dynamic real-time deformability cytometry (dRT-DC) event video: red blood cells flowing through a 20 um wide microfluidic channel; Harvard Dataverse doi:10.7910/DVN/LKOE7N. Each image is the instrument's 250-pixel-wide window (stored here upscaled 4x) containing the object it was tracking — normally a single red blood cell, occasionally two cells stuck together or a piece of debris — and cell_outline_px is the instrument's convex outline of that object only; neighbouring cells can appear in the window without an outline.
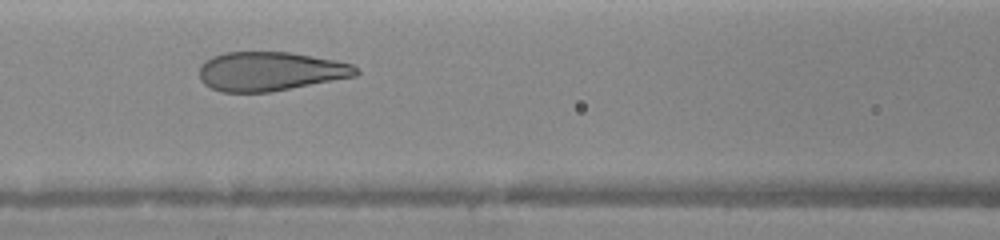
{"species": "human", "species_latin": "Homo sapiens", "temperature_condition": "warm", "stored_images_in_passage": 6, "camera_frame_rate_fps": 3000, "um_per_image_px": 0.085, "donor": {"sex": "female"}, "frame": {"image": 1, "passage_image": 5, "time_ms": 3.0, "image_size_px": [1000, 240], "cell_outline_px": [[360, 72], [356, 76], [272, 92], [220, 92], [204, 84], [200, 80], [200, 64], [204, 60], [212, 56], [224, 52], [292, 52], [336, 60], [352, 64]], "centroid_in_image_um": [22.96, 6.06], "position_along_channel_um": 143.6, "area_um2": 35.95}}